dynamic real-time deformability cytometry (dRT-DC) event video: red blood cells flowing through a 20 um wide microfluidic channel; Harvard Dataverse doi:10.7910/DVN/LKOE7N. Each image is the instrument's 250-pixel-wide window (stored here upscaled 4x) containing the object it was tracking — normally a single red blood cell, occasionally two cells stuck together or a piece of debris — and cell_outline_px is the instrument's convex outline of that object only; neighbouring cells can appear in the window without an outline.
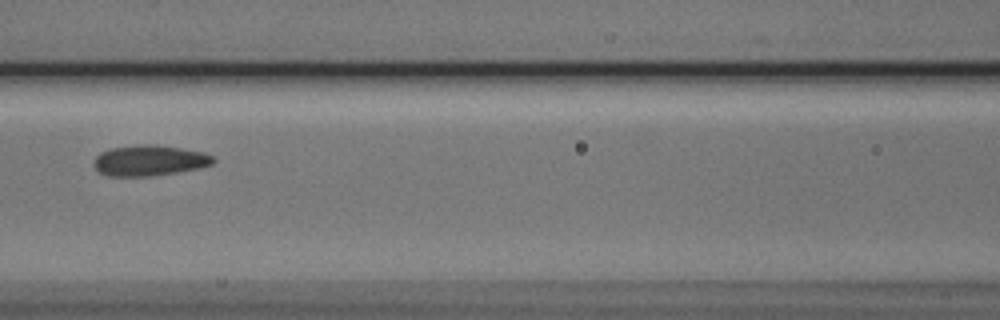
{"species": "Egyptian fruit bat (a non-hibernating species)", "species_latin": "Rousettus aegyptiacus", "temperature_condition": "cold", "stored_images_in_passage": 10, "camera_frame_rate_fps": 3000, "um_per_image_px": 0.085, "animal": {"sex": "male"}, "frame": {"image": 1, "passage_image": 7, "time_ms": 8.0, "image_size_px": [1000, 320], "cell_outline_px": [[216, 160], [212, 164], [196, 168], [176, 172], [152, 176], [108, 176], [100, 172], [92, 164], [96, 156], [100, 152], [112, 148], [140, 144], [156, 144], [204, 152], [212, 156]], "centroid_in_image_um": [12.68, 13.63], "position_along_channel_um": 153.9, "area_um2": 21.27}}
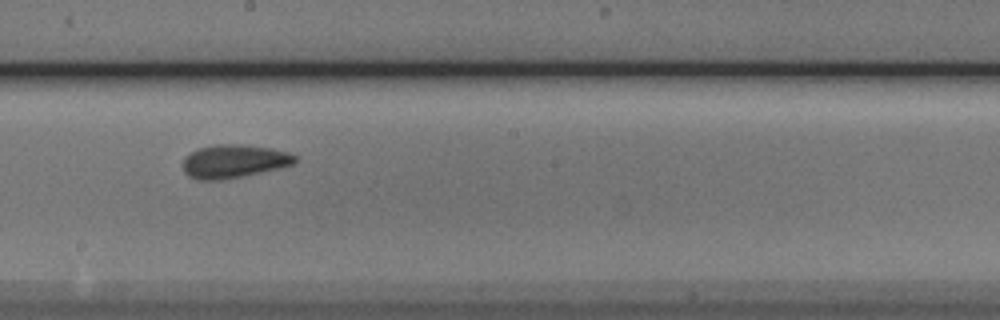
{"frame": {"image": 2, "passage_image": 9, "time_ms": 10.0, "image_size_px": [1000, 320], "cell_outline_px": [[296, 160], [292, 164], [280, 168], [220, 180], [200, 180], [188, 176], [184, 172], [184, 156], [200, 148], [216, 144], [236, 144], [272, 148], [288, 152], [296, 156]], "centroid_in_image_um": [19.87, 13.7], "position_along_channel_um": 228.3, "area_um2": 21.5}}
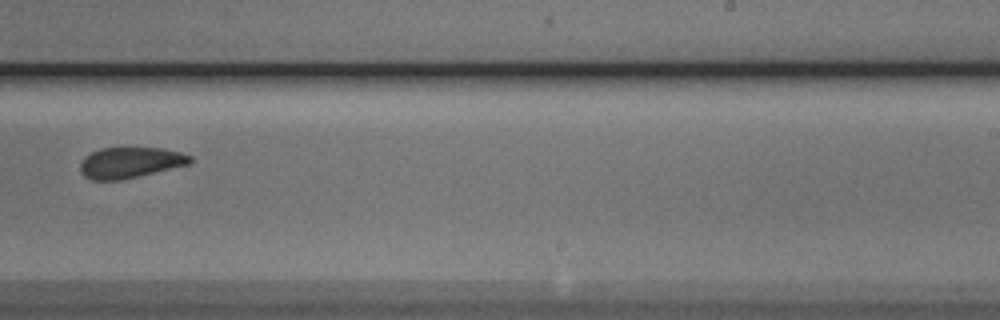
{"frame": {"image": 3, "passage_image": 10, "time_ms": 11.333, "image_size_px": [1000, 320], "cell_outline_px": [[192, 160], [188, 164], [120, 180], [92, 180], [84, 176], [80, 172], [80, 164], [84, 156], [100, 148], [164, 148], [180, 152], [192, 156]], "centroid_in_image_um": [11.03, 13.81], "position_along_channel_um": 278.0, "area_um2": 19.59}}